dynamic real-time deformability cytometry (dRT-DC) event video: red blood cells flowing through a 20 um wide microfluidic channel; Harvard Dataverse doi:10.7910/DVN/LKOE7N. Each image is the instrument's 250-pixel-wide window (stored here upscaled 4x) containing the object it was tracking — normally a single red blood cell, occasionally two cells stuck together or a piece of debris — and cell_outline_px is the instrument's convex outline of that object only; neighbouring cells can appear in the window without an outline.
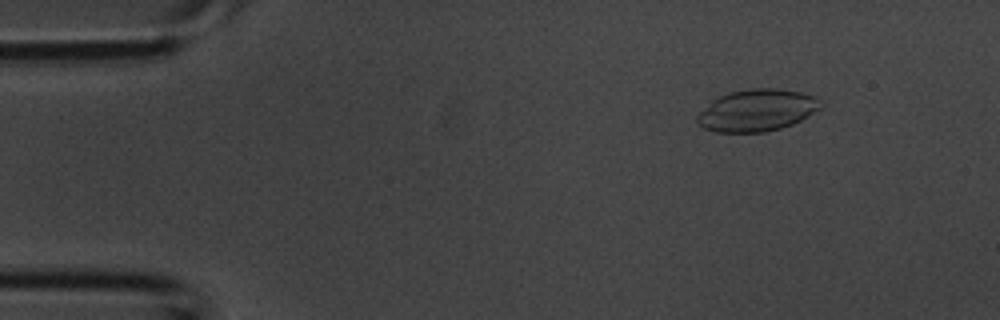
{"species": "common noctule bat (a hibernating species)", "species_latin": "Nyctalus noctula", "temperature_condition": "room temperature", "stored_images_in_passage": 3, "camera_frame_rate_fps": 3000, "um_per_image_px": 0.085, "animal": {"sex": "male", "body_mass_g": 20.1, "forearm_length_mm": 53.5}, "frame": {"image": 1, "passage_image": 2, "time_ms": 0.333, "image_size_px": [1000, 320], "cell_outline_px": [[824, 104], [820, 108], [800, 120], [792, 124], [780, 128], [764, 132], [716, 132], [704, 128], [696, 120], [696, 116], [712, 100], [728, 92], [752, 88], [776, 88], [800, 92], [816, 96]], "centroid_in_image_um": [64.35, 9.37], "position_along_channel_um": 20.7, "area_um2": 30.06}}